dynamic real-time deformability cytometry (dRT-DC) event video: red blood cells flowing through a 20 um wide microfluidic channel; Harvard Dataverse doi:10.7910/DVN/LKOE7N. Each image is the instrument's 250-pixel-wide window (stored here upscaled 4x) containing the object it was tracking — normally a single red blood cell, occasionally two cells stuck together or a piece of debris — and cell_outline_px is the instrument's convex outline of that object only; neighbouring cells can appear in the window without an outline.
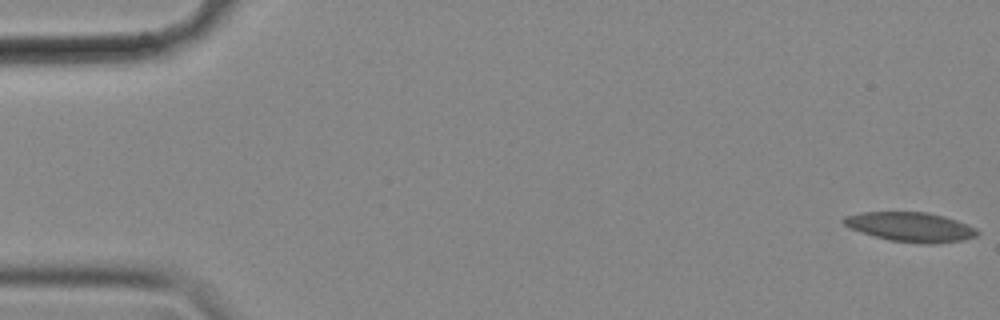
{"species": "common noctule bat (a hibernating species)", "species_latin": "Nyctalus noctula", "temperature_condition": "cold", "stored_images_in_passage": 12, "camera_frame_rate_fps": 3000, "um_per_image_px": 0.085, "animal": {"sex": "female", "body_mass_g": 18.4}, "frame": {"image": 1, "passage_image": 1, "time_ms": 0.0, "image_size_px": [1000, 320], "cell_outline_px": [[980, 232], [976, 236], [960, 240], [932, 244], [924, 244], [892, 240], [876, 236], [852, 228], [844, 224], [840, 220], [844, 216], [860, 212], [924, 212], [944, 216], [956, 220], [976, 228]], "centroid_in_image_um": [77.4, 19.28], "position_along_channel_um": 7.6, "area_um2": 22.6}}